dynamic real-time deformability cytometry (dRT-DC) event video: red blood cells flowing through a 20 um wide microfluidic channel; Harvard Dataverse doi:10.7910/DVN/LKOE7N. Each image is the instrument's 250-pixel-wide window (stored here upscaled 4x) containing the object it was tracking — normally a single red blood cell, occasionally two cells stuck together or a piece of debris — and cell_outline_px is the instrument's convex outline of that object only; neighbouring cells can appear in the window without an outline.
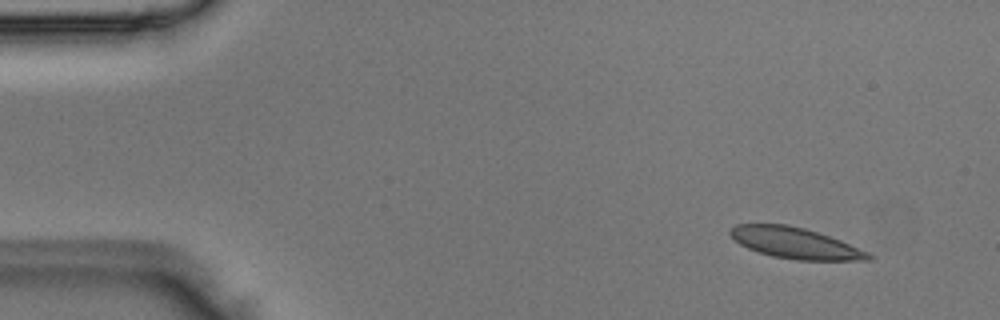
{"species": "Egyptian fruit bat (a non-hibernating species)", "species_latin": "Rousettus aegyptiacus", "temperature_condition": "room temperature", "stored_images_in_passage": 5, "camera_frame_rate_fps": 3000, "um_per_image_px": 0.085, "animal": {"sex": "male"}, "frame": {"image": 1, "passage_image": 2, "time_ms": 0.333, "image_size_px": [1000, 320], "cell_outline_px": [[876, 256], [872, 260], [796, 260], [772, 256], [748, 248], [740, 244], [728, 232], [736, 224], [788, 224], [804, 228], [840, 240], [868, 252]], "centroid_in_image_um": [67.62, 20.66], "position_along_channel_um": 17.4, "area_um2": 24.74}}